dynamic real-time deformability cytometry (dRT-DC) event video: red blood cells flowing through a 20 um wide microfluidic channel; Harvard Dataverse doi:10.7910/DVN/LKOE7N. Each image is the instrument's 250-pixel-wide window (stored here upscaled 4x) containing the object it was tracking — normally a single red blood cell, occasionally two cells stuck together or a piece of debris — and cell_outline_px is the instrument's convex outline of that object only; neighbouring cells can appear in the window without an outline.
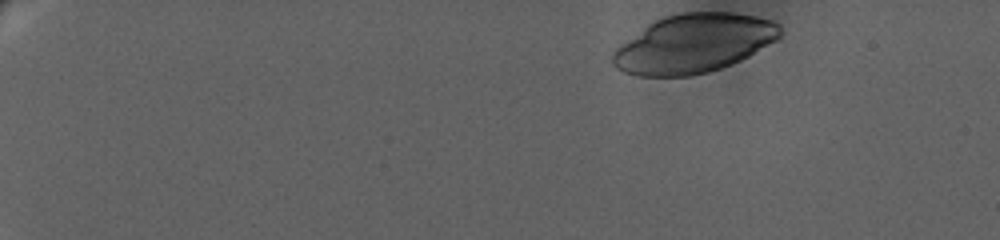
{"species": "human", "species_latin": "Homo sapiens", "temperature_condition": "warm", "stored_images_in_passage": 27, "camera_frame_rate_fps": 3000, "um_per_image_px": 0.085, "donor": {"sex": "female"}, "frame": {"image": 1, "passage_image": 1, "time_ms": 0.0, "image_size_px": [1000, 240], "cell_outline_px": [[784, 32], [776, 40], [748, 56], [732, 64], [708, 72], [692, 76], [636, 76], [624, 72], [616, 68], [612, 64], [612, 52], [620, 44], [652, 20], [664, 16], [680, 12], [732, 12], [756, 16], [772, 20], [780, 24]], "centroid_in_image_um": [58.95, 3.69], "position_along_channel_um": 26.0, "area_um2": 57.74}}
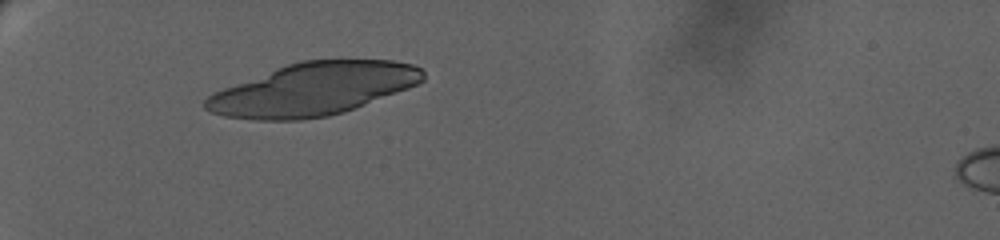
{"frame": {"image": 2, "passage_image": 26, "time_ms": 5.0, "image_size_px": [1000, 240], "cell_outline_px": [[424, 80], [408, 88], [344, 112], [328, 116], [300, 120], [256, 120], [224, 116], [212, 112], [204, 108], [204, 100], [208, 96], [224, 88], [276, 68], [300, 60], [392, 60], [412, 64], [420, 68], [424, 72]], "centroid_in_image_um": [26.62, 7.58], "position_along_channel_um": 58.4, "area_um2": 66.12}}